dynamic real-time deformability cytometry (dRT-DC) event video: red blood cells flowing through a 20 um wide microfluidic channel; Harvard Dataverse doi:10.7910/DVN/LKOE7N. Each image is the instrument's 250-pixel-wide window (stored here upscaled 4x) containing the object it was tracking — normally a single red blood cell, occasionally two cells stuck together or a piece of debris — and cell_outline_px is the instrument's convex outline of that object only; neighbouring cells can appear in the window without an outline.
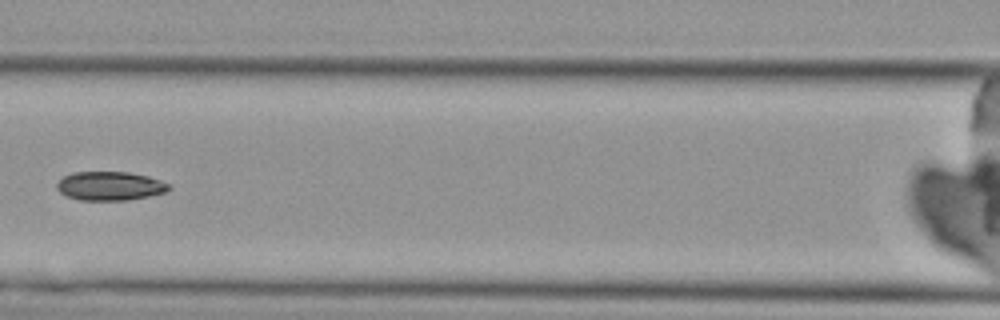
{"species": "Egyptian fruit bat (a non-hibernating species)", "species_latin": "Rousettus aegyptiacus", "temperature_condition": "cold", "stored_images_in_passage": 8, "camera_frame_rate_fps": 3000, "um_per_image_px": 0.085, "animal": {"sex": "female"}, "frame": {"image": 1, "passage_image": 8, "time_ms": 8.0, "image_size_px": [1000, 320], "cell_outline_px": [[172, 188], [164, 192], [148, 196], [128, 200], [80, 200], [68, 196], [60, 192], [56, 188], [56, 184], [64, 176], [72, 172], [128, 172], [148, 176], [160, 180], [168, 184]], "centroid_in_image_um": [9.34, 15.8], "position_along_channel_um": 157.3, "area_um2": 18.73}}